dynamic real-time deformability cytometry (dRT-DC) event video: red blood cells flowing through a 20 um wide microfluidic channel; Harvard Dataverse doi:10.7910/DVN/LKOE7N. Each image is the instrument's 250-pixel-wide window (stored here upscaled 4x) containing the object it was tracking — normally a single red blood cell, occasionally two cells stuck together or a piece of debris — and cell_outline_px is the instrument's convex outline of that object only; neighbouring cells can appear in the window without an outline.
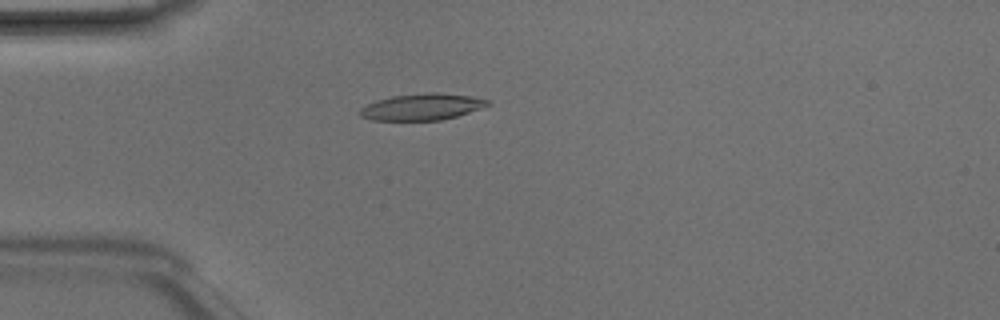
{"species": "Egyptian fruit bat (a non-hibernating species)", "species_latin": "Rousettus aegyptiacus", "temperature_condition": "room temperature", "stored_images_in_passage": 48, "camera_frame_rate_fps": 3000, "um_per_image_px": 0.085, "animal": {"sex": "male"}, "frame": {"image": 1, "passage_image": 13, "time_ms": 4.0, "image_size_px": [1000, 320], "cell_outline_px": [[492, 104], [456, 116], [440, 120], [372, 120], [360, 116], [356, 112], [360, 108], [376, 100], [392, 96], [428, 92], [436, 92], [472, 96], [488, 100]], "centroid_in_image_um": [35.83, 9.08], "position_along_channel_um": 49.2, "area_um2": 19.71}}
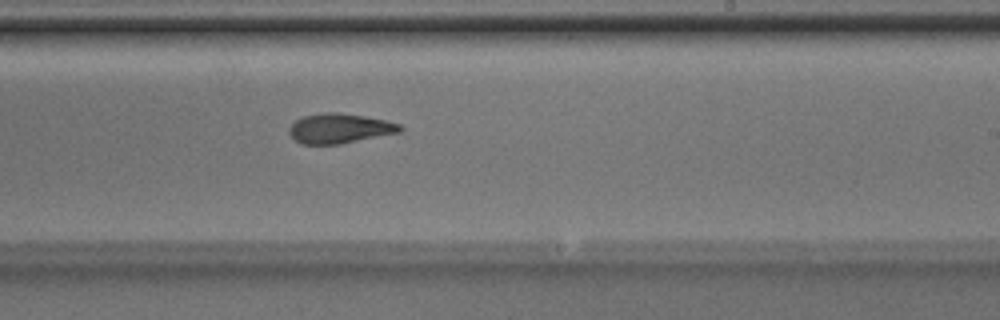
{"frame": {"image": 2, "passage_image": 29, "time_ms": 9.333, "image_size_px": [1000, 320], "cell_outline_px": [[404, 128], [400, 132], [340, 144], [300, 144], [288, 132], [288, 128], [296, 120], [304, 116], [324, 112], [336, 112], [364, 116], [384, 120], [400, 124]], "centroid_in_image_um": [28.86, 10.91], "position_along_channel_um": 260.1, "area_um2": 19.13}}
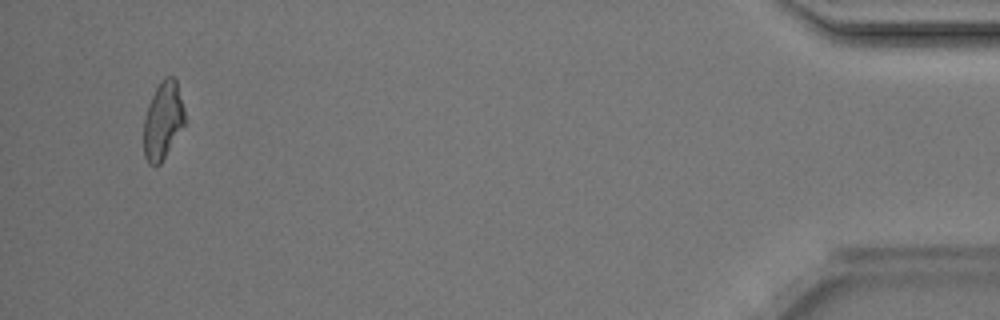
{"frame": {"image": 3, "passage_image": 46, "time_ms": 15.0, "image_size_px": [1000, 320], "cell_outline_px": [[184, 124], [160, 164], [148, 164], [144, 156], [144, 116], [148, 104], [156, 88], [164, 76], [172, 76], [176, 80], [184, 108]], "centroid_in_image_um": [13.83, 10.22], "position_along_channel_um": 421.4, "area_um2": 18.26}, "authors_computed_cell_mechanics": {"area_um2": 19.5075, "velocity_mm_per_s": 4.2107, "shape_relaxation_time_tau1_ms": 3.1753, "shape_relaxation_time_tau2_ms": 2.4552, "deformation_change_tau1": 0.1474, "deformation_change_tau2": 0.1043}}